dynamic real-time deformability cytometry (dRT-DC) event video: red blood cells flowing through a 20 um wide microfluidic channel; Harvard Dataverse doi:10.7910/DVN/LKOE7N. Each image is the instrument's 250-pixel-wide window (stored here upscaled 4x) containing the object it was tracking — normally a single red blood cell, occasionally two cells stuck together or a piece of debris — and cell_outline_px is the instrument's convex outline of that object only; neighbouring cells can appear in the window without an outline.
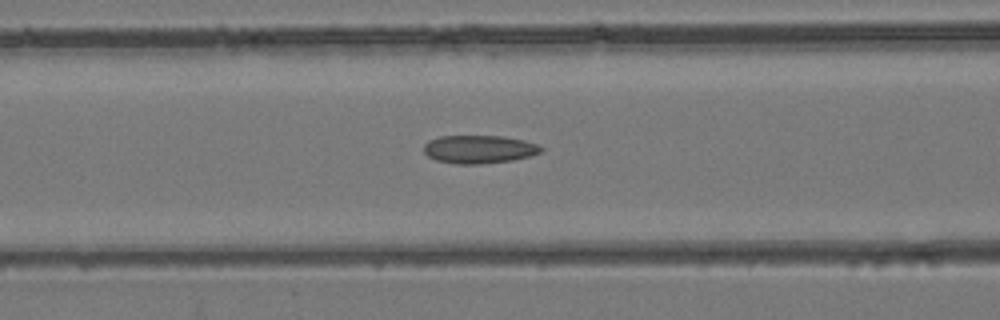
{"species": "common noctule bat (a hibernating species)", "species_latin": "Nyctalus noctula", "temperature_condition": "room temperature", "stored_images_in_passage": 45, "camera_frame_rate_fps": 3000, "um_per_image_px": 0.085, "animal": {"sex": "female", "body_mass_g": 24.6, "forearm_length_mm": 56.2}, "frame": {"image": 1, "passage_image": 19, "time_ms": 6.0, "image_size_px": [1000, 320], "cell_outline_px": [[544, 148], [540, 152], [528, 156], [512, 160], [480, 164], [456, 164], [436, 160], [428, 156], [424, 152], [424, 144], [428, 140], [440, 136], [504, 136], [524, 140], [536, 144]], "centroid_in_image_um": [40.69, 12.68], "position_along_channel_um": 125.9, "area_um2": 19.19}}
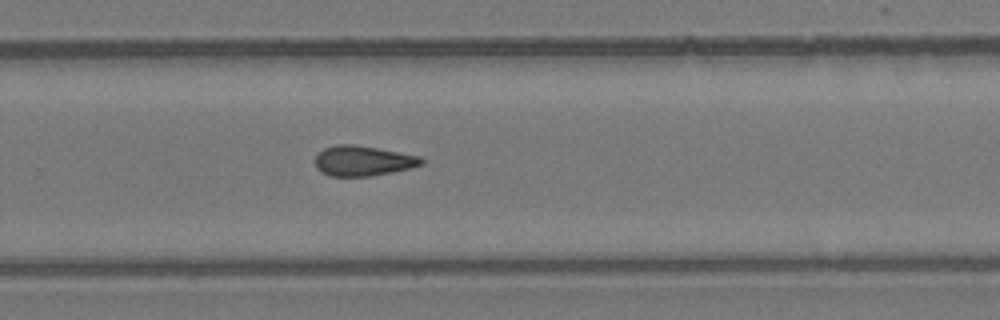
{"frame": {"image": 2, "passage_image": 30, "time_ms": 9.667, "image_size_px": [1000, 320], "cell_outline_px": [[424, 164], [412, 168], [372, 176], [332, 176], [320, 172], [316, 168], [316, 156], [324, 148], [336, 144], [356, 144], [420, 156], [424, 160]], "centroid_in_image_um": [30.87, 13.67], "position_along_channel_um": 298.9, "area_um2": 18.79}}
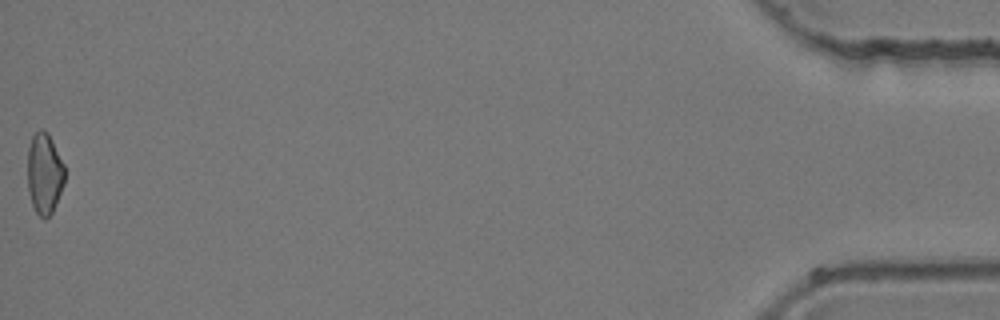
{"frame": {"image": 3, "passage_image": 45, "time_ms": 14.667, "image_size_px": [1000, 320], "cell_outline_px": [[64, 184], [52, 212], [44, 220], [36, 212], [32, 204], [28, 188], [28, 148], [32, 136], [40, 128], [48, 132], [64, 164]], "centroid_in_image_um": [3.78, 14.73], "position_along_channel_um": 431.4, "area_um2": 17.46}}